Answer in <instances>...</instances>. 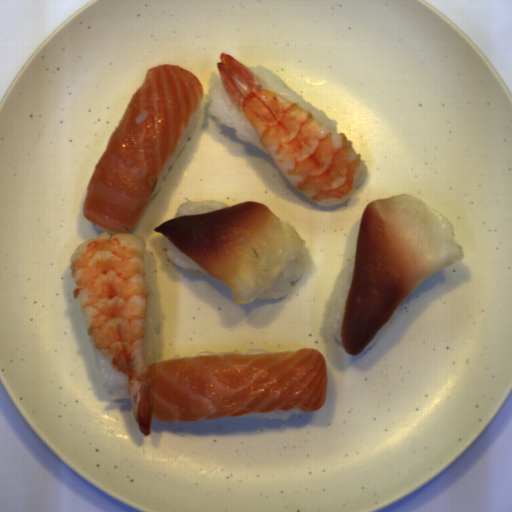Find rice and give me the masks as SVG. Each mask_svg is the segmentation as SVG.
Here are the masks:
<instances>
[{"mask_svg":"<svg viewBox=\"0 0 512 512\" xmlns=\"http://www.w3.org/2000/svg\"><path fill=\"white\" fill-rule=\"evenodd\" d=\"M356 253L342 267L334 279L332 289L326 298L320 321L321 336L324 340L325 353L330 365L340 369L352 367L357 360L381 337V335L390 327L398 309L381 327L369 343L359 354H346L342 345L341 326L344 314V308L349 294Z\"/></svg>","mask_w":512,"mask_h":512,"instance_id":"652b925c","label":"rice"},{"mask_svg":"<svg viewBox=\"0 0 512 512\" xmlns=\"http://www.w3.org/2000/svg\"><path fill=\"white\" fill-rule=\"evenodd\" d=\"M202 111H203V103H202V100H201L200 103L197 106L196 111L191 114L189 122H188V124H187V126H186V128L184 130V133H183V135H182V137L180 139V142H179V144H178L174 154L169 159V161L165 165L164 169L160 173L159 177L157 178V180L155 182V185H154V188H153V191H152V194H151V197H154L155 195H157L159 189L161 187H163V185H164V178L166 177V175L168 174L169 170L174 165L176 160L179 158V156L181 155V153L184 150L185 146L187 145L189 139L191 138V136H192V134H193L197 124L199 123V121H200V119L202 117Z\"/></svg>","mask_w":512,"mask_h":512,"instance_id":"a3056103","label":"rice"},{"mask_svg":"<svg viewBox=\"0 0 512 512\" xmlns=\"http://www.w3.org/2000/svg\"><path fill=\"white\" fill-rule=\"evenodd\" d=\"M228 206L231 205L213 199H205L202 201L188 199L186 202L179 204L173 218L187 214L209 213Z\"/></svg>","mask_w":512,"mask_h":512,"instance_id":"0b520998","label":"rice"},{"mask_svg":"<svg viewBox=\"0 0 512 512\" xmlns=\"http://www.w3.org/2000/svg\"><path fill=\"white\" fill-rule=\"evenodd\" d=\"M309 249L306 248V242L302 239L301 251L297 256L283 267L273 285L258 294L254 299L257 300H275L277 298L289 295L292 289V283H296L304 277Z\"/></svg>","mask_w":512,"mask_h":512,"instance_id":"acb35da6","label":"rice"},{"mask_svg":"<svg viewBox=\"0 0 512 512\" xmlns=\"http://www.w3.org/2000/svg\"><path fill=\"white\" fill-rule=\"evenodd\" d=\"M88 340L101 383L108 390L110 401L130 399L126 374L115 370L110 361L96 349L92 338L88 336Z\"/></svg>","mask_w":512,"mask_h":512,"instance_id":"e3fd555f","label":"rice"},{"mask_svg":"<svg viewBox=\"0 0 512 512\" xmlns=\"http://www.w3.org/2000/svg\"><path fill=\"white\" fill-rule=\"evenodd\" d=\"M208 100L207 114L215 119L218 126L225 125L233 128L234 136L269 155L245 112L236 107L229 98L220 78L213 82Z\"/></svg>","mask_w":512,"mask_h":512,"instance_id":"8eca5e8b","label":"rice"},{"mask_svg":"<svg viewBox=\"0 0 512 512\" xmlns=\"http://www.w3.org/2000/svg\"><path fill=\"white\" fill-rule=\"evenodd\" d=\"M251 71H253L255 74L258 75L261 88H268L273 91H276L280 93L281 95L285 96L286 98L290 99L293 102H299L303 107H305L307 110L312 112L314 115H316L321 120L328 121L330 124H332L336 131L338 132L339 126L337 120H332L329 118L328 114L326 112L319 111L312 103L309 101H305L303 95L296 94L292 88L286 83L284 79L270 71L264 66H246Z\"/></svg>","mask_w":512,"mask_h":512,"instance_id":"b023fe2a","label":"rice"},{"mask_svg":"<svg viewBox=\"0 0 512 512\" xmlns=\"http://www.w3.org/2000/svg\"><path fill=\"white\" fill-rule=\"evenodd\" d=\"M302 410H299L297 408H290L288 410H275L270 412H250L247 415L243 416H236V417H245V418H257V419H268V420H274V419H280L283 421H287L289 417L293 414H299Z\"/></svg>","mask_w":512,"mask_h":512,"instance_id":"e7b20468","label":"rice"},{"mask_svg":"<svg viewBox=\"0 0 512 512\" xmlns=\"http://www.w3.org/2000/svg\"><path fill=\"white\" fill-rule=\"evenodd\" d=\"M259 353H272V352H268L265 349H261V348H252L247 351L236 350V351H220V352L205 350L201 353H196L195 355H186V356H181V355L175 353L174 356L172 357V360L180 359V358H187V357H192V356H197V355H243V354H259Z\"/></svg>","mask_w":512,"mask_h":512,"instance_id":"d2b440a0","label":"rice"},{"mask_svg":"<svg viewBox=\"0 0 512 512\" xmlns=\"http://www.w3.org/2000/svg\"><path fill=\"white\" fill-rule=\"evenodd\" d=\"M145 265L148 304L143 358L148 366L152 363L163 362L162 334L167 316L163 310L156 269L147 251Z\"/></svg>","mask_w":512,"mask_h":512,"instance_id":"023b6e5f","label":"rice"},{"mask_svg":"<svg viewBox=\"0 0 512 512\" xmlns=\"http://www.w3.org/2000/svg\"><path fill=\"white\" fill-rule=\"evenodd\" d=\"M160 245L164 250L165 259H167L171 264L182 267L185 272L196 277L211 275L173 245L166 236L161 238Z\"/></svg>","mask_w":512,"mask_h":512,"instance_id":"f2f60c81","label":"rice"}]
</instances>
